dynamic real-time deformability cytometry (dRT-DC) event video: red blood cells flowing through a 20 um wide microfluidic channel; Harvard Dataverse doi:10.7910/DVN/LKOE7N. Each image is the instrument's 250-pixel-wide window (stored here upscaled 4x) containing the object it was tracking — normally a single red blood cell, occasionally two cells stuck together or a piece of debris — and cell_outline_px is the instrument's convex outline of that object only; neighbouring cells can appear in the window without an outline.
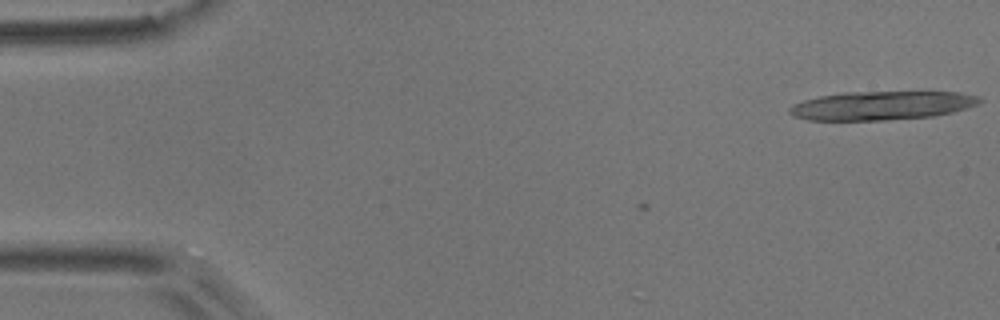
{"species": "common noctule bat (a hibernating species)", "species_latin": "Nyctalus noctula", "temperature_condition": "room temperature", "stored_images_in_passage": 3, "camera_frame_rate_fps": 3000, "um_per_image_px": 0.085, "animal": {"sex": "male", "body_mass_g": 17.9}, "frame": {"image": 1, "passage_image": 3, "time_ms": 0.667, "image_size_px": [1000, 320], "cell_outline_px": [[984, 100], [980, 104], [968, 108], [936, 116], [888, 120], [808, 120], [792, 116], [788, 112], [788, 108], [792, 104], [804, 100], [820, 96], [844, 92], [960, 92], [980, 96]], "centroid_in_image_um": [74.98, 8.97], "position_along_channel_um": 10.0, "area_um2": 32.19}}